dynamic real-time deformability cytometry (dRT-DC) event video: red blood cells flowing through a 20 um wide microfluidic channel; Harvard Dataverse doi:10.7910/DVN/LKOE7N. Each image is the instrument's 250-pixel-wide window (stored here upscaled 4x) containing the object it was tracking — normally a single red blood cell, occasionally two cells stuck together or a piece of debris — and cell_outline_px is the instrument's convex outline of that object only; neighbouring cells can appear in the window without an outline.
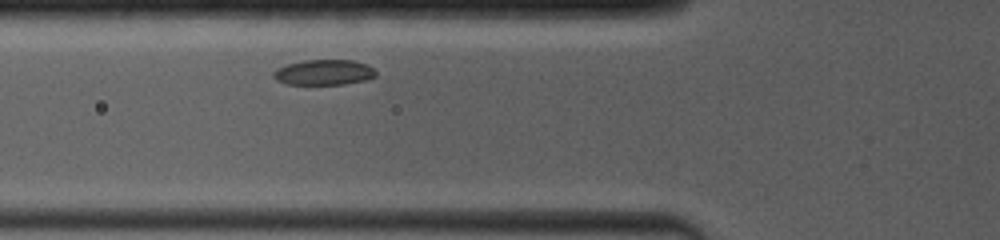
{"species": "common noctule bat (a hibernating species)", "species_latin": "Nyctalus noctula", "temperature_condition": "room temperature", "stored_images_in_passage": 8, "camera_frame_rate_fps": 4000, "um_per_image_px": 0.085, "animal": {"sex": "female", "body_mass_g": 19.0, "forearm_length_mm": 53.3}, "frame": {"image": 1, "passage_image": 2, "time_ms": 0.75, "image_size_px": [1000, 240], "cell_outline_px": [[376, 76], [368, 80], [344, 84], [288, 84], [276, 80], [272, 76], [272, 72], [276, 68], [288, 64], [304, 60], [352, 60], [364, 64], [372, 68], [376, 72]], "centroid_in_image_um": [27.51, 6.15], "position_along_channel_um": 98.3, "area_um2": 15.14}}
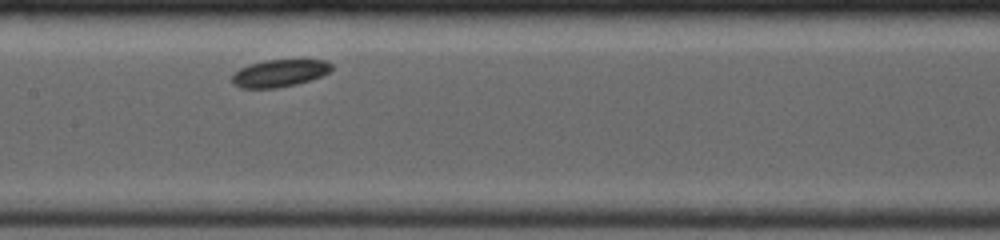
{"frame": {"image": 2, "passage_image": 6, "time_ms": 3.0, "image_size_px": [1000, 240], "cell_outline_px": [[332, 68], [328, 72], [320, 76], [296, 84], [276, 88], [240, 88], [232, 84], [232, 76], [240, 68], [248, 64], [264, 60], [328, 60], [332, 64]], "centroid_in_image_um": [23.73, 6.22], "position_along_channel_um": 183.7, "area_um2": 15.78}}
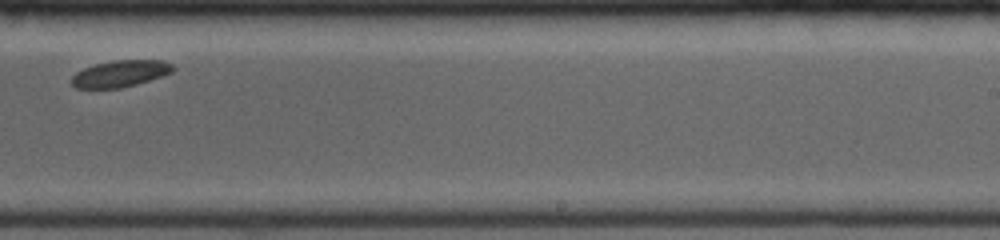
{"frame": {"image": 3, "passage_image": 8, "time_ms": 5.5, "image_size_px": [1000, 240], "cell_outline_px": [[176, 68], [172, 72], [136, 84], [120, 88], [76, 88], [72, 84], [72, 76], [76, 72], [84, 68], [96, 64], [112, 60], [160, 60], [172, 64]], "centroid_in_image_um": [10.22, 6.25], "position_along_channel_um": 278.8, "area_um2": 15.55}}